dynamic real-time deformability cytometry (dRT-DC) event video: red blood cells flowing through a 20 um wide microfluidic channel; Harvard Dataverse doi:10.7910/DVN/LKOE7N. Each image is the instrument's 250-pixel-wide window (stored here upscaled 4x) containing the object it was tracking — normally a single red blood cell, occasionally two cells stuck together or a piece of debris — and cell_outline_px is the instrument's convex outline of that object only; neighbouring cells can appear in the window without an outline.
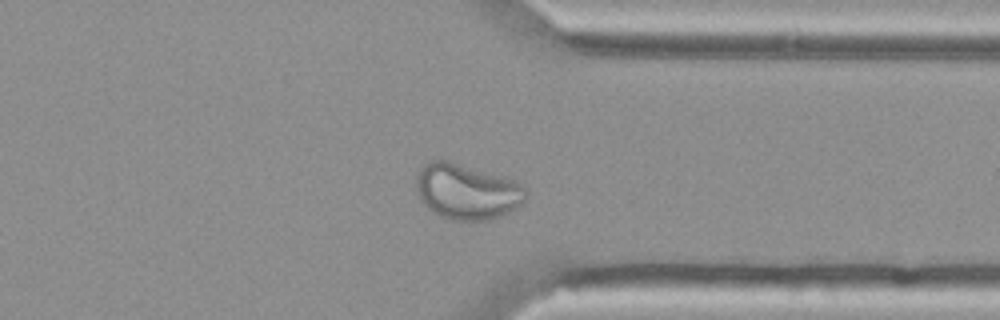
{"species": "Egyptian fruit bat (a non-hibernating species)", "species_latin": "Rousettus aegyptiacus", "temperature_condition": "cold", "stored_images_in_passage": 42, "camera_frame_rate_fps": 3000, "um_per_image_px": 0.085, "animal": {"sex": "female"}, "frame": {"image": 1, "passage_image": 30, "time_ms": 9.667, "image_size_px": [1000, 320], "cell_outline_px": [[528, 196], [516, 208], [508, 212], [488, 220], [452, 220], [440, 216], [432, 212], [420, 200], [416, 192], [416, 172], [424, 164], [432, 160], [448, 160], [504, 176], [516, 180], [528, 192]], "centroid_in_image_um": [39.66, 16.27], "position_along_channel_um": 371.7, "area_um2": 35.78}}